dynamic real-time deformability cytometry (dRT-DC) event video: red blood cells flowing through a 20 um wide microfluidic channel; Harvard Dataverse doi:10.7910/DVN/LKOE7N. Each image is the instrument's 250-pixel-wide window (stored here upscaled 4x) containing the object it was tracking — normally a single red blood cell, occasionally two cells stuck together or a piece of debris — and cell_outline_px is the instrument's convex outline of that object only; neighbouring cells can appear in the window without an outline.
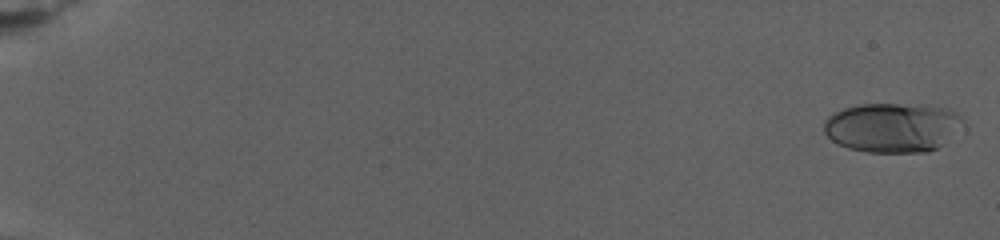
{"species": "human", "species_latin": "Homo sapiens", "temperature_condition": "warm", "stored_images_in_passage": 77, "camera_frame_rate_fps": 3000, "um_per_image_px": 0.085, "donor": {"sex": "female"}, "frame": {"image": 1, "passage_image": 1, "time_ms": 0.0, "image_size_px": [1000, 240], "cell_outline_px": [[956, 116], [944, 144], [928, 152], [868, 152], [848, 148], [836, 144], [824, 132], [824, 120], [828, 116], [844, 108], [864, 104], [896, 104], [932, 108], [952, 112]], "centroid_in_image_um": [75.6, 10.87], "position_along_channel_um": 9.4, "area_um2": 38.09}}
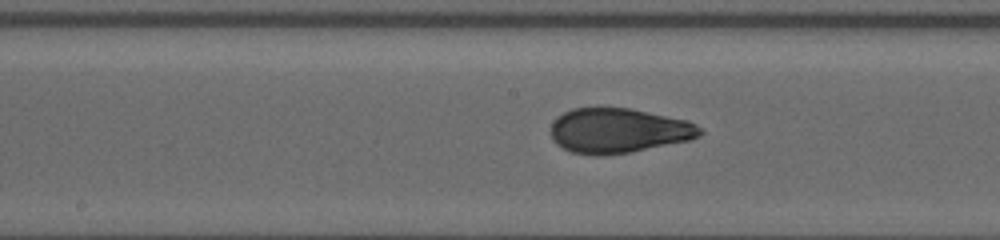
{"frame": {"image": 2, "passage_image": 40, "time_ms": 14.667, "image_size_px": [1000, 240], "cell_outline_px": [[704, 132], [700, 136], [692, 140], [632, 152], [604, 156], [596, 156], [572, 152], [556, 144], [552, 140], [552, 124], [564, 112], [572, 108], [600, 104], [632, 108], [688, 120], [696, 124]], "centroid_in_image_um": [52.59, 11.07], "position_along_channel_um": 195.6, "area_um2": 40.11}}
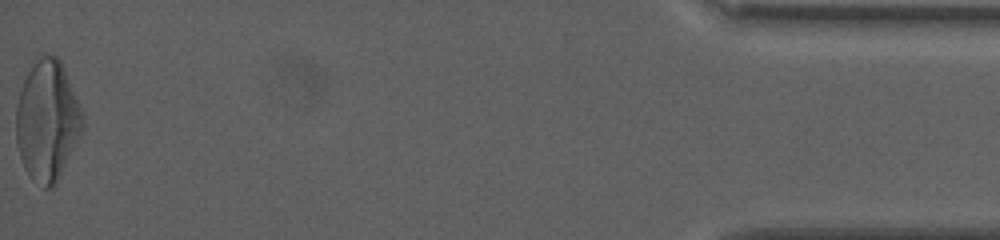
{"frame": {"image": 3, "passage_image": 77, "time_ms": 26.667, "image_size_px": [1000, 240], "cell_outline_px": [[80, 128], [56, 184], [52, 188], [44, 188], [32, 180], [24, 168], [20, 156], [16, 140], [16, 104], [24, 80], [28, 72], [44, 56], [56, 56], [60, 60], [80, 108]], "centroid_in_image_um": [3.94, 10.31], "position_along_channel_um": 431.3, "area_um2": 44.68}, "authors_computed_cell_mechanics": {"area_um2": 38.437, "velocity_mm_per_s": 2.653, "shape_relaxation_time_tau1_ms": 8.4812, "shape_relaxation_time_tau2_ms": 1.1614, "deformation_change_tau1": 0.2574, "deformation_change_tau2": 0.0676}}